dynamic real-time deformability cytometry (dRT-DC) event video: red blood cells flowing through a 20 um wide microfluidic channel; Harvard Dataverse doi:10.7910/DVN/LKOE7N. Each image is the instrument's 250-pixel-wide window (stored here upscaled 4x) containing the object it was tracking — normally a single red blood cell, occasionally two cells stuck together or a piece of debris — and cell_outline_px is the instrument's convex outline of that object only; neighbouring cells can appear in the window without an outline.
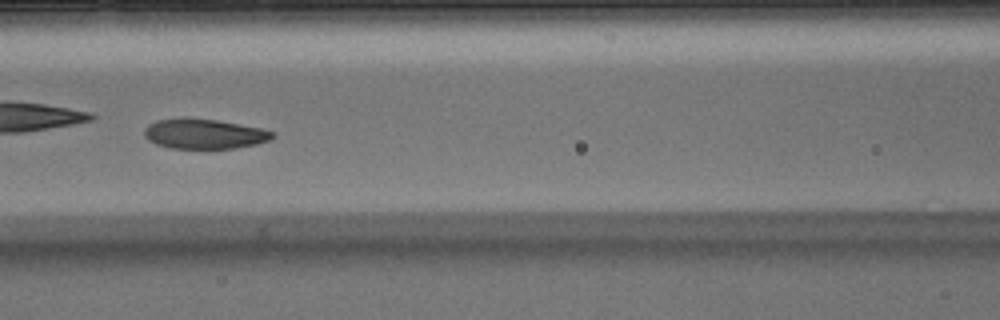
{"species": "Egyptian fruit bat (a non-hibernating species)", "species_latin": "Rousettus aegyptiacus", "temperature_condition": "warm", "stored_images_in_passage": 50, "camera_frame_rate_fps": 3000, "um_per_image_px": 0.085, "animal": {"sex": "male"}, "frame": {"image": 1, "passage_image": 22, "time_ms": 7.0, "image_size_px": [1000, 320], "cell_outline_px": [[276, 136], [268, 140], [256, 144], [236, 148], [172, 148], [156, 144], [148, 140], [144, 136], [144, 128], [148, 124], [156, 120], [184, 116], [216, 120], [240, 124], [260, 128], [272, 132]], "centroid_in_image_um": [17.3, 11.35], "position_along_channel_um": 149.3, "area_um2": 22.54}, "authors_computed_cell_mechanics": {"area_um2": 23.0622, "velocity_mm_per_s": 3.8509, "shape_relaxation_time_tau1_ms": 2.4354, "shape_relaxation_time_tau2_ms": 4.3512, "deformation_change_tau1": 0.1188, "deformation_change_tau2": 0.1156}}